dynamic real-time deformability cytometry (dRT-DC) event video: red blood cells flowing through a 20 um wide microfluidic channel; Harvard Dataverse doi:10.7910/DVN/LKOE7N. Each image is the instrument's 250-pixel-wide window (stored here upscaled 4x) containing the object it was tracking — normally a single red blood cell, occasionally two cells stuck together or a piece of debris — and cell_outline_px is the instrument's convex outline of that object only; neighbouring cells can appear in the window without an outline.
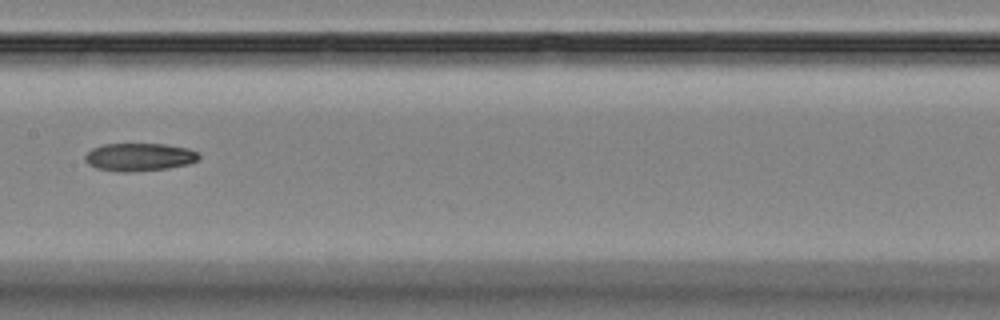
{"species": "Egyptian fruit bat (a non-hibernating species)", "species_latin": "Rousettus aegyptiacus", "temperature_condition": "room temperature", "stored_images_in_passage": 6, "camera_frame_rate_fps": 3000, "um_per_image_px": 0.085, "animal": {"sex": "female"}, "frame": {"image": 1, "passage_image": 6, "time_ms": 5.667, "image_size_px": [1000, 320], "cell_outline_px": [[200, 156], [196, 160], [188, 164], [168, 168], [124, 172], [120, 172], [96, 168], [88, 164], [84, 160], [84, 156], [92, 148], [100, 144], [164, 144], [188, 148], [196, 152]], "centroid_in_image_um": [11.79, 13.34], "position_along_channel_um": 195.6, "area_um2": 18.44}}